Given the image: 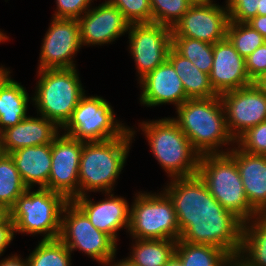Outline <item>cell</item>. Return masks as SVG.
Here are the masks:
<instances>
[{
    "instance_id": "obj_39",
    "label": "cell",
    "mask_w": 266,
    "mask_h": 266,
    "mask_svg": "<svg viewBox=\"0 0 266 266\" xmlns=\"http://www.w3.org/2000/svg\"><path fill=\"white\" fill-rule=\"evenodd\" d=\"M253 29L257 30L266 40V15H257L247 22Z\"/></svg>"
},
{
    "instance_id": "obj_26",
    "label": "cell",
    "mask_w": 266,
    "mask_h": 266,
    "mask_svg": "<svg viewBox=\"0 0 266 266\" xmlns=\"http://www.w3.org/2000/svg\"><path fill=\"white\" fill-rule=\"evenodd\" d=\"M176 243L170 239H133L128 258L137 266H164L174 255Z\"/></svg>"
},
{
    "instance_id": "obj_30",
    "label": "cell",
    "mask_w": 266,
    "mask_h": 266,
    "mask_svg": "<svg viewBox=\"0 0 266 266\" xmlns=\"http://www.w3.org/2000/svg\"><path fill=\"white\" fill-rule=\"evenodd\" d=\"M172 48L189 59L200 71L210 74L213 65V44L186 38L172 37Z\"/></svg>"
},
{
    "instance_id": "obj_35",
    "label": "cell",
    "mask_w": 266,
    "mask_h": 266,
    "mask_svg": "<svg viewBox=\"0 0 266 266\" xmlns=\"http://www.w3.org/2000/svg\"><path fill=\"white\" fill-rule=\"evenodd\" d=\"M229 20L234 22L247 23L257 16L260 8V0H226Z\"/></svg>"
},
{
    "instance_id": "obj_44",
    "label": "cell",
    "mask_w": 266,
    "mask_h": 266,
    "mask_svg": "<svg viewBox=\"0 0 266 266\" xmlns=\"http://www.w3.org/2000/svg\"><path fill=\"white\" fill-rule=\"evenodd\" d=\"M257 15H266V0H260V8L257 10Z\"/></svg>"
},
{
    "instance_id": "obj_46",
    "label": "cell",
    "mask_w": 266,
    "mask_h": 266,
    "mask_svg": "<svg viewBox=\"0 0 266 266\" xmlns=\"http://www.w3.org/2000/svg\"><path fill=\"white\" fill-rule=\"evenodd\" d=\"M10 72L9 68H5V66H3L1 64L0 66V81Z\"/></svg>"
},
{
    "instance_id": "obj_20",
    "label": "cell",
    "mask_w": 266,
    "mask_h": 266,
    "mask_svg": "<svg viewBox=\"0 0 266 266\" xmlns=\"http://www.w3.org/2000/svg\"><path fill=\"white\" fill-rule=\"evenodd\" d=\"M61 128L53 121L37 114L28 116L2 132V145L6 154L19 148L52 143L61 134Z\"/></svg>"
},
{
    "instance_id": "obj_36",
    "label": "cell",
    "mask_w": 266,
    "mask_h": 266,
    "mask_svg": "<svg viewBox=\"0 0 266 266\" xmlns=\"http://www.w3.org/2000/svg\"><path fill=\"white\" fill-rule=\"evenodd\" d=\"M56 11L54 18L76 19L78 20L88 9L92 7L94 0H55Z\"/></svg>"
},
{
    "instance_id": "obj_11",
    "label": "cell",
    "mask_w": 266,
    "mask_h": 266,
    "mask_svg": "<svg viewBox=\"0 0 266 266\" xmlns=\"http://www.w3.org/2000/svg\"><path fill=\"white\" fill-rule=\"evenodd\" d=\"M127 34L139 81L167 60L172 47V28L153 22L130 24Z\"/></svg>"
},
{
    "instance_id": "obj_18",
    "label": "cell",
    "mask_w": 266,
    "mask_h": 266,
    "mask_svg": "<svg viewBox=\"0 0 266 266\" xmlns=\"http://www.w3.org/2000/svg\"><path fill=\"white\" fill-rule=\"evenodd\" d=\"M209 81L219 96L252 84L246 71L245 58L227 38L213 44V65Z\"/></svg>"
},
{
    "instance_id": "obj_50",
    "label": "cell",
    "mask_w": 266,
    "mask_h": 266,
    "mask_svg": "<svg viewBox=\"0 0 266 266\" xmlns=\"http://www.w3.org/2000/svg\"><path fill=\"white\" fill-rule=\"evenodd\" d=\"M191 4H199V3H203L206 0H188Z\"/></svg>"
},
{
    "instance_id": "obj_41",
    "label": "cell",
    "mask_w": 266,
    "mask_h": 266,
    "mask_svg": "<svg viewBox=\"0 0 266 266\" xmlns=\"http://www.w3.org/2000/svg\"><path fill=\"white\" fill-rule=\"evenodd\" d=\"M115 258H116V254H114L102 266H137L128 258V256L123 259H120V261L118 260L117 262L115 261Z\"/></svg>"
},
{
    "instance_id": "obj_38",
    "label": "cell",
    "mask_w": 266,
    "mask_h": 266,
    "mask_svg": "<svg viewBox=\"0 0 266 266\" xmlns=\"http://www.w3.org/2000/svg\"><path fill=\"white\" fill-rule=\"evenodd\" d=\"M14 223L8 213L0 220V257L15 237Z\"/></svg>"
},
{
    "instance_id": "obj_8",
    "label": "cell",
    "mask_w": 266,
    "mask_h": 266,
    "mask_svg": "<svg viewBox=\"0 0 266 266\" xmlns=\"http://www.w3.org/2000/svg\"><path fill=\"white\" fill-rule=\"evenodd\" d=\"M132 239H180L174 205L161 192L138 191L131 205L128 231Z\"/></svg>"
},
{
    "instance_id": "obj_19",
    "label": "cell",
    "mask_w": 266,
    "mask_h": 266,
    "mask_svg": "<svg viewBox=\"0 0 266 266\" xmlns=\"http://www.w3.org/2000/svg\"><path fill=\"white\" fill-rule=\"evenodd\" d=\"M138 83L142 90L139 100L145 107L173 104L177 108L189 99L182 81L168 59L147 73Z\"/></svg>"
},
{
    "instance_id": "obj_2",
    "label": "cell",
    "mask_w": 266,
    "mask_h": 266,
    "mask_svg": "<svg viewBox=\"0 0 266 266\" xmlns=\"http://www.w3.org/2000/svg\"><path fill=\"white\" fill-rule=\"evenodd\" d=\"M175 110L177 118L172 117V119L200 155L228 153L231 149L228 146H235V140L227 128L219 95L211 98L188 99Z\"/></svg>"
},
{
    "instance_id": "obj_31",
    "label": "cell",
    "mask_w": 266,
    "mask_h": 266,
    "mask_svg": "<svg viewBox=\"0 0 266 266\" xmlns=\"http://www.w3.org/2000/svg\"><path fill=\"white\" fill-rule=\"evenodd\" d=\"M226 38L243 58L248 57L266 41L249 24L234 21H230L228 24Z\"/></svg>"
},
{
    "instance_id": "obj_6",
    "label": "cell",
    "mask_w": 266,
    "mask_h": 266,
    "mask_svg": "<svg viewBox=\"0 0 266 266\" xmlns=\"http://www.w3.org/2000/svg\"><path fill=\"white\" fill-rule=\"evenodd\" d=\"M37 188H27L9 209L14 233H26L30 236L40 234L43 236L42 240L58 239L62 211L68 200L60 193Z\"/></svg>"
},
{
    "instance_id": "obj_28",
    "label": "cell",
    "mask_w": 266,
    "mask_h": 266,
    "mask_svg": "<svg viewBox=\"0 0 266 266\" xmlns=\"http://www.w3.org/2000/svg\"><path fill=\"white\" fill-rule=\"evenodd\" d=\"M27 187L10 154L0 157V205L8 212Z\"/></svg>"
},
{
    "instance_id": "obj_12",
    "label": "cell",
    "mask_w": 266,
    "mask_h": 266,
    "mask_svg": "<svg viewBox=\"0 0 266 266\" xmlns=\"http://www.w3.org/2000/svg\"><path fill=\"white\" fill-rule=\"evenodd\" d=\"M42 40L38 70L76 68L73 61L82 46L78 20L54 18Z\"/></svg>"
},
{
    "instance_id": "obj_34",
    "label": "cell",
    "mask_w": 266,
    "mask_h": 266,
    "mask_svg": "<svg viewBox=\"0 0 266 266\" xmlns=\"http://www.w3.org/2000/svg\"><path fill=\"white\" fill-rule=\"evenodd\" d=\"M235 143L246 153L266 155V120L247 129L235 140Z\"/></svg>"
},
{
    "instance_id": "obj_24",
    "label": "cell",
    "mask_w": 266,
    "mask_h": 266,
    "mask_svg": "<svg viewBox=\"0 0 266 266\" xmlns=\"http://www.w3.org/2000/svg\"><path fill=\"white\" fill-rule=\"evenodd\" d=\"M237 258L245 266H266V212L243 223Z\"/></svg>"
},
{
    "instance_id": "obj_13",
    "label": "cell",
    "mask_w": 266,
    "mask_h": 266,
    "mask_svg": "<svg viewBox=\"0 0 266 266\" xmlns=\"http://www.w3.org/2000/svg\"><path fill=\"white\" fill-rule=\"evenodd\" d=\"M213 0L192 4L173 26L172 37H186L210 44L226 39L230 22L227 7Z\"/></svg>"
},
{
    "instance_id": "obj_22",
    "label": "cell",
    "mask_w": 266,
    "mask_h": 266,
    "mask_svg": "<svg viewBox=\"0 0 266 266\" xmlns=\"http://www.w3.org/2000/svg\"><path fill=\"white\" fill-rule=\"evenodd\" d=\"M10 155L27 188H34L38 185L39 188L48 189L51 171V143L19 148Z\"/></svg>"
},
{
    "instance_id": "obj_3",
    "label": "cell",
    "mask_w": 266,
    "mask_h": 266,
    "mask_svg": "<svg viewBox=\"0 0 266 266\" xmlns=\"http://www.w3.org/2000/svg\"><path fill=\"white\" fill-rule=\"evenodd\" d=\"M136 130L100 142H83L79 163V196L90 192H113L123 170Z\"/></svg>"
},
{
    "instance_id": "obj_29",
    "label": "cell",
    "mask_w": 266,
    "mask_h": 266,
    "mask_svg": "<svg viewBox=\"0 0 266 266\" xmlns=\"http://www.w3.org/2000/svg\"><path fill=\"white\" fill-rule=\"evenodd\" d=\"M71 255L72 253L59 238L41 239L26 258L29 266H71Z\"/></svg>"
},
{
    "instance_id": "obj_5",
    "label": "cell",
    "mask_w": 266,
    "mask_h": 266,
    "mask_svg": "<svg viewBox=\"0 0 266 266\" xmlns=\"http://www.w3.org/2000/svg\"><path fill=\"white\" fill-rule=\"evenodd\" d=\"M197 175L215 200L243 223L259 214L247 199L238 167L229 153L201 155Z\"/></svg>"
},
{
    "instance_id": "obj_27",
    "label": "cell",
    "mask_w": 266,
    "mask_h": 266,
    "mask_svg": "<svg viewBox=\"0 0 266 266\" xmlns=\"http://www.w3.org/2000/svg\"><path fill=\"white\" fill-rule=\"evenodd\" d=\"M175 254L183 266H228L232 259L219 247L191 244L180 239L176 243Z\"/></svg>"
},
{
    "instance_id": "obj_14",
    "label": "cell",
    "mask_w": 266,
    "mask_h": 266,
    "mask_svg": "<svg viewBox=\"0 0 266 266\" xmlns=\"http://www.w3.org/2000/svg\"><path fill=\"white\" fill-rule=\"evenodd\" d=\"M58 135L51 143V171L48 189L68 201L79 197V163L83 142L69 135Z\"/></svg>"
},
{
    "instance_id": "obj_40",
    "label": "cell",
    "mask_w": 266,
    "mask_h": 266,
    "mask_svg": "<svg viewBox=\"0 0 266 266\" xmlns=\"http://www.w3.org/2000/svg\"><path fill=\"white\" fill-rule=\"evenodd\" d=\"M0 266H29L27 258H21V255L11 254L10 256L0 260Z\"/></svg>"
},
{
    "instance_id": "obj_7",
    "label": "cell",
    "mask_w": 266,
    "mask_h": 266,
    "mask_svg": "<svg viewBox=\"0 0 266 266\" xmlns=\"http://www.w3.org/2000/svg\"><path fill=\"white\" fill-rule=\"evenodd\" d=\"M33 105L37 114L62 128L85 94L76 68L38 70Z\"/></svg>"
},
{
    "instance_id": "obj_23",
    "label": "cell",
    "mask_w": 266,
    "mask_h": 266,
    "mask_svg": "<svg viewBox=\"0 0 266 266\" xmlns=\"http://www.w3.org/2000/svg\"><path fill=\"white\" fill-rule=\"evenodd\" d=\"M29 101L33 103V97H29V93L21 83L11 79V72H9L0 81L1 133L28 117Z\"/></svg>"
},
{
    "instance_id": "obj_49",
    "label": "cell",
    "mask_w": 266,
    "mask_h": 266,
    "mask_svg": "<svg viewBox=\"0 0 266 266\" xmlns=\"http://www.w3.org/2000/svg\"><path fill=\"white\" fill-rule=\"evenodd\" d=\"M3 145H2V133L0 132V157L4 154Z\"/></svg>"
},
{
    "instance_id": "obj_42",
    "label": "cell",
    "mask_w": 266,
    "mask_h": 266,
    "mask_svg": "<svg viewBox=\"0 0 266 266\" xmlns=\"http://www.w3.org/2000/svg\"><path fill=\"white\" fill-rule=\"evenodd\" d=\"M164 266H183V263L181 262L180 258L174 253V255Z\"/></svg>"
},
{
    "instance_id": "obj_10",
    "label": "cell",
    "mask_w": 266,
    "mask_h": 266,
    "mask_svg": "<svg viewBox=\"0 0 266 266\" xmlns=\"http://www.w3.org/2000/svg\"><path fill=\"white\" fill-rule=\"evenodd\" d=\"M59 239L71 253L79 249L101 265L118 250V243L109 235L96 229L73 201H68L63 208Z\"/></svg>"
},
{
    "instance_id": "obj_15",
    "label": "cell",
    "mask_w": 266,
    "mask_h": 266,
    "mask_svg": "<svg viewBox=\"0 0 266 266\" xmlns=\"http://www.w3.org/2000/svg\"><path fill=\"white\" fill-rule=\"evenodd\" d=\"M220 99L228 131L234 140L266 120V94L255 83L225 92Z\"/></svg>"
},
{
    "instance_id": "obj_48",
    "label": "cell",
    "mask_w": 266,
    "mask_h": 266,
    "mask_svg": "<svg viewBox=\"0 0 266 266\" xmlns=\"http://www.w3.org/2000/svg\"><path fill=\"white\" fill-rule=\"evenodd\" d=\"M8 212L0 205V220L7 214Z\"/></svg>"
},
{
    "instance_id": "obj_1",
    "label": "cell",
    "mask_w": 266,
    "mask_h": 266,
    "mask_svg": "<svg viewBox=\"0 0 266 266\" xmlns=\"http://www.w3.org/2000/svg\"><path fill=\"white\" fill-rule=\"evenodd\" d=\"M169 180L162 189L173 202L180 240L219 247L237 257L243 222L215 200L198 175Z\"/></svg>"
},
{
    "instance_id": "obj_17",
    "label": "cell",
    "mask_w": 266,
    "mask_h": 266,
    "mask_svg": "<svg viewBox=\"0 0 266 266\" xmlns=\"http://www.w3.org/2000/svg\"><path fill=\"white\" fill-rule=\"evenodd\" d=\"M107 197L99 202L89 198L87 194L72 201L86 214L90 223L99 231L109 235L116 243L120 229L128 231L131 206L126 198L114 193H105ZM125 227V228H124Z\"/></svg>"
},
{
    "instance_id": "obj_47",
    "label": "cell",
    "mask_w": 266,
    "mask_h": 266,
    "mask_svg": "<svg viewBox=\"0 0 266 266\" xmlns=\"http://www.w3.org/2000/svg\"><path fill=\"white\" fill-rule=\"evenodd\" d=\"M8 39H9V37L6 36V34L3 33V31L0 30V43L5 42Z\"/></svg>"
},
{
    "instance_id": "obj_21",
    "label": "cell",
    "mask_w": 266,
    "mask_h": 266,
    "mask_svg": "<svg viewBox=\"0 0 266 266\" xmlns=\"http://www.w3.org/2000/svg\"><path fill=\"white\" fill-rule=\"evenodd\" d=\"M228 153L234 158L250 205L266 212V155L246 153L236 145Z\"/></svg>"
},
{
    "instance_id": "obj_45",
    "label": "cell",
    "mask_w": 266,
    "mask_h": 266,
    "mask_svg": "<svg viewBox=\"0 0 266 266\" xmlns=\"http://www.w3.org/2000/svg\"><path fill=\"white\" fill-rule=\"evenodd\" d=\"M228 266H245V265L237 257H235L229 261Z\"/></svg>"
},
{
    "instance_id": "obj_4",
    "label": "cell",
    "mask_w": 266,
    "mask_h": 266,
    "mask_svg": "<svg viewBox=\"0 0 266 266\" xmlns=\"http://www.w3.org/2000/svg\"><path fill=\"white\" fill-rule=\"evenodd\" d=\"M153 157L169 178L197 175L200 154L172 117L139 123Z\"/></svg>"
},
{
    "instance_id": "obj_9",
    "label": "cell",
    "mask_w": 266,
    "mask_h": 266,
    "mask_svg": "<svg viewBox=\"0 0 266 266\" xmlns=\"http://www.w3.org/2000/svg\"><path fill=\"white\" fill-rule=\"evenodd\" d=\"M113 107L100 96L84 94L70 119L61 128L82 142H100L121 137L130 127L116 119Z\"/></svg>"
},
{
    "instance_id": "obj_32",
    "label": "cell",
    "mask_w": 266,
    "mask_h": 266,
    "mask_svg": "<svg viewBox=\"0 0 266 266\" xmlns=\"http://www.w3.org/2000/svg\"><path fill=\"white\" fill-rule=\"evenodd\" d=\"M152 22L170 28L182 18L192 5L188 0H150Z\"/></svg>"
},
{
    "instance_id": "obj_43",
    "label": "cell",
    "mask_w": 266,
    "mask_h": 266,
    "mask_svg": "<svg viewBox=\"0 0 266 266\" xmlns=\"http://www.w3.org/2000/svg\"><path fill=\"white\" fill-rule=\"evenodd\" d=\"M255 84L266 94V74L257 80Z\"/></svg>"
},
{
    "instance_id": "obj_33",
    "label": "cell",
    "mask_w": 266,
    "mask_h": 266,
    "mask_svg": "<svg viewBox=\"0 0 266 266\" xmlns=\"http://www.w3.org/2000/svg\"><path fill=\"white\" fill-rule=\"evenodd\" d=\"M116 6L130 24L152 23L150 0H106Z\"/></svg>"
},
{
    "instance_id": "obj_37",
    "label": "cell",
    "mask_w": 266,
    "mask_h": 266,
    "mask_svg": "<svg viewBox=\"0 0 266 266\" xmlns=\"http://www.w3.org/2000/svg\"><path fill=\"white\" fill-rule=\"evenodd\" d=\"M246 71L252 83L266 74V41L245 58Z\"/></svg>"
},
{
    "instance_id": "obj_16",
    "label": "cell",
    "mask_w": 266,
    "mask_h": 266,
    "mask_svg": "<svg viewBox=\"0 0 266 266\" xmlns=\"http://www.w3.org/2000/svg\"><path fill=\"white\" fill-rule=\"evenodd\" d=\"M82 46H103L127 35L130 23L123 13L106 0L88 9L79 19Z\"/></svg>"
},
{
    "instance_id": "obj_25",
    "label": "cell",
    "mask_w": 266,
    "mask_h": 266,
    "mask_svg": "<svg viewBox=\"0 0 266 266\" xmlns=\"http://www.w3.org/2000/svg\"><path fill=\"white\" fill-rule=\"evenodd\" d=\"M167 59L172 63L182 81L186 96L189 99L218 96L210 84L209 75L200 71L189 59L179 55L172 47L168 52Z\"/></svg>"
}]
</instances>
